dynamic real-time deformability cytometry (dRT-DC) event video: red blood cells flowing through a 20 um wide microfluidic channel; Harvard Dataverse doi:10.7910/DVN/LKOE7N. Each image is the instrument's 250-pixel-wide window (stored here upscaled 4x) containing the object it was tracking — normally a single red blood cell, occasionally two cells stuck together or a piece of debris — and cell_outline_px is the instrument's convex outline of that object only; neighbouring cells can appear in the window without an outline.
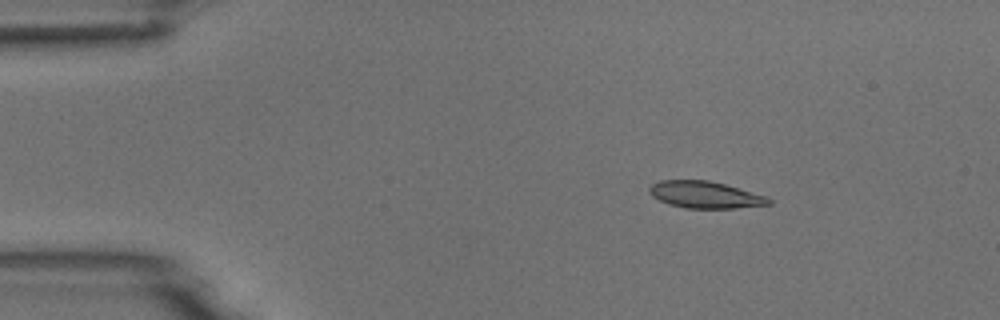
{"species": "common noctule bat (a hibernating species)", "species_latin": "Nyctalus noctula", "temperature_condition": "room temperature", "stored_images_in_passage": 4, "camera_frame_rate_fps": 3000, "um_per_image_px": 0.085, "animal": {"sex": "male", "body_mass_g": 18.8}, "frame": {"image": 1, "passage_image": 2, "time_ms": 2.0, "image_size_px": [1000, 320], "cell_outline_px": [[772, 204], [736, 208], [684, 208], [668, 204], [652, 196], [648, 192], [648, 188], [652, 184], [660, 180], [708, 180], [724, 184], [768, 196], [772, 200]], "centroid_in_image_um": [59.94, 16.55], "position_along_channel_um": 25.1, "area_um2": 18.79}}